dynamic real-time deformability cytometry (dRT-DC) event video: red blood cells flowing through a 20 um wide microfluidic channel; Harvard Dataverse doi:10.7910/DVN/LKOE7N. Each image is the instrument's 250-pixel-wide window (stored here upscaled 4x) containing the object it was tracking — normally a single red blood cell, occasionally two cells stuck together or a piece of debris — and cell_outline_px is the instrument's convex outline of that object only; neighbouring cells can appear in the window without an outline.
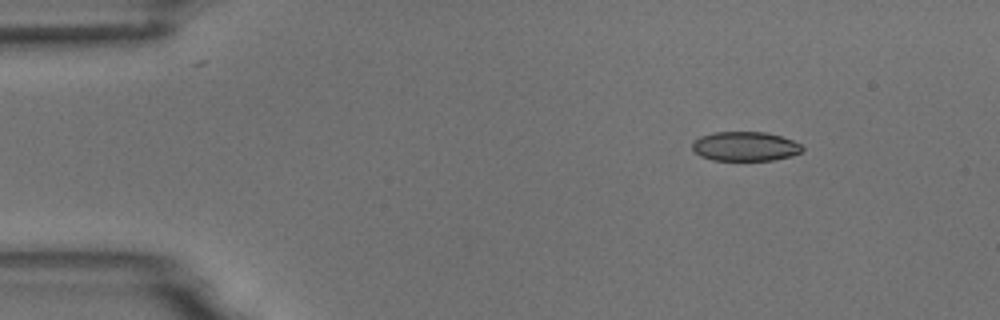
{"species": "common noctule bat (a hibernating species)", "species_latin": "Nyctalus noctula", "temperature_condition": "room temperature", "stored_images_in_passage": 11, "camera_frame_rate_fps": 3000, "um_per_image_px": 0.085, "animal": {"sex": "male", "body_mass_g": 18.8}, "frame": {"image": 1, "passage_image": 1, "time_ms": 0.0, "image_size_px": [1000, 320], "cell_outline_px": [[804, 148], [800, 152], [792, 156], [772, 160], [712, 160], [700, 156], [692, 152], [692, 144], [700, 136], [712, 132], [764, 132], [780, 136], [792, 140], [800, 144]], "centroid_in_image_um": [63.3, 12.44], "position_along_channel_um": 21.7, "area_um2": 18.84}}